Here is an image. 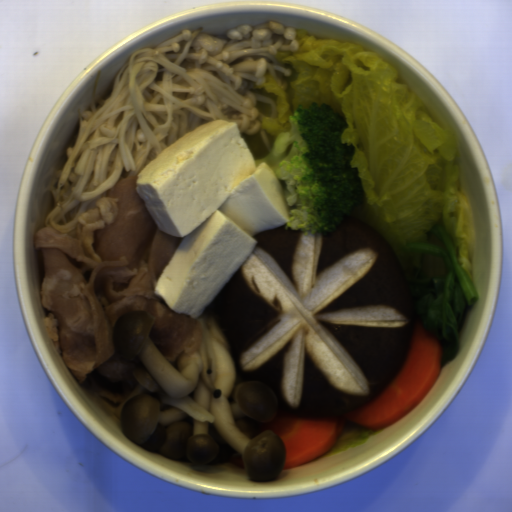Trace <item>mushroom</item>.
I'll return each mask as SVG.
<instances>
[{"label": "mushroom", "mask_w": 512, "mask_h": 512, "mask_svg": "<svg viewBox=\"0 0 512 512\" xmlns=\"http://www.w3.org/2000/svg\"><path fill=\"white\" fill-rule=\"evenodd\" d=\"M220 289L237 378L258 380L278 414L328 418L378 396L411 345L413 292L390 241L349 214L327 235L285 223Z\"/></svg>", "instance_id": "mushroom-1"}]
</instances>
